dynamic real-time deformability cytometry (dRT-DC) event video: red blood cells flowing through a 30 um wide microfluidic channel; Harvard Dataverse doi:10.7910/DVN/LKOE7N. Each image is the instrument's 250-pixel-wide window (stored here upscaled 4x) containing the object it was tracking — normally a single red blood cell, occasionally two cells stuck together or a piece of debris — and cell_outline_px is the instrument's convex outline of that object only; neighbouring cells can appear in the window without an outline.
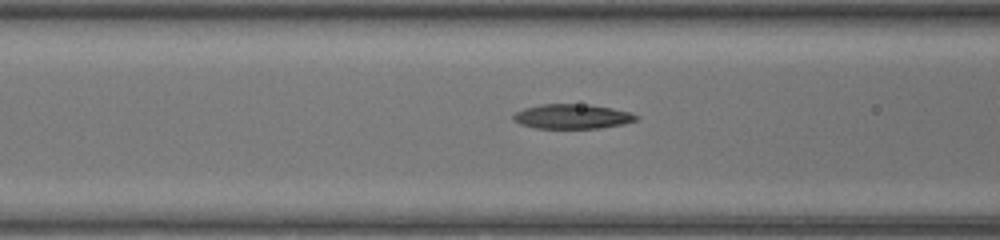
{"species": "common noctule bat (a hibernating species)", "species_latin": "Nyctalus noctula", "temperature_condition": "warm", "stored_images_in_passage": 10, "camera_frame_rate_fps": 3000, "um_per_image_px": 0.085, "animal": {"sex": "female", "body_mass_g": 17.0, "forearm_length_mm": 48.0}, "frame": {"image": 1, "passage_image": 9, "time_ms": 2.667, "image_size_px": [1000, 240], "cell_outline_px": [[640, 116], [636, 120], [624, 124], [596, 128], [536, 128], [520, 124], [512, 120], [512, 116], [516, 112], [524, 108], [544, 104], [580, 104], [612, 108], [628, 112]], "centroid_in_image_um": [48.61, 9.9], "position_along_channel_um": 118.0, "area_um2": 17.46}}